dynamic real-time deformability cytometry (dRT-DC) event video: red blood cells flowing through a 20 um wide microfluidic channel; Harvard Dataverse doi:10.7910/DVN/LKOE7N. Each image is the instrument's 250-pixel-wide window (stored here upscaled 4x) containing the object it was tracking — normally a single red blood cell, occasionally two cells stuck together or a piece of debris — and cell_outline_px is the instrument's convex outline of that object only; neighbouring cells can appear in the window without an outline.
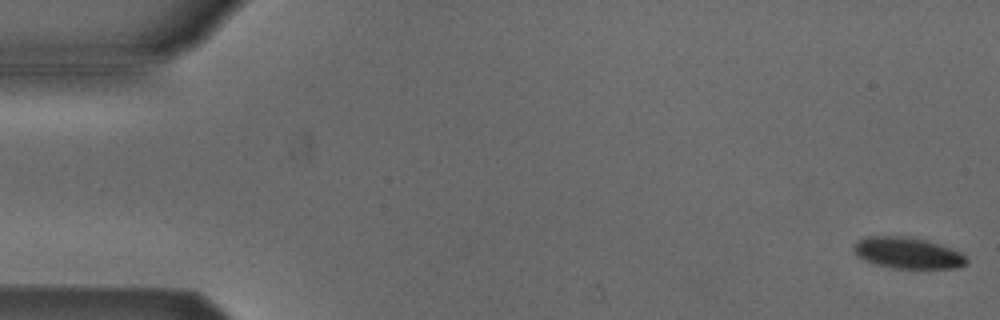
{"species": "Egyptian fruit bat (a non-hibernating species)", "species_latin": "Rousettus aegyptiacus", "temperature_condition": "cold", "stored_images_in_passage": 6, "camera_frame_rate_fps": 3000, "um_per_image_px": 0.085, "animal": {"sex": "male"}, "frame": {"image": 1, "passage_image": 1, "time_ms": 0.0, "image_size_px": [1000, 320], "cell_outline_px": [[968, 264], [956, 268], [892, 268], [876, 264], [864, 260], [856, 256], [852, 248], [856, 240], [868, 236], [900, 236], [924, 240], [940, 244], [960, 252], [968, 260]], "centroid_in_image_um": [77.11, 21.5], "position_along_channel_um": 7.9, "area_um2": 20.52}}
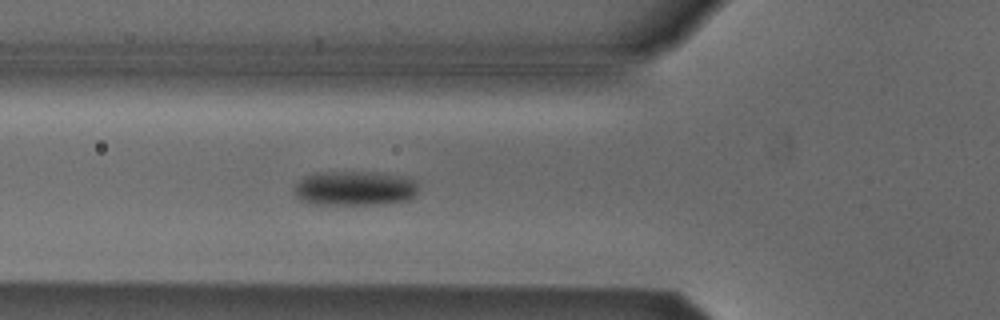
{"frame": {"image": 2, "passage_image": 6, "time_ms": 6.0, "image_size_px": [1000, 320], "cell_outline_px": [[416, 196], [408, 200], [384, 204], [308, 204], [300, 200], [296, 196], [296, 184], [304, 176], [316, 172], [364, 172], [396, 176], [412, 180], [416, 184]], "centroid_in_image_um": [30.09, 16.03], "position_along_channel_um": 95.7, "area_um2": 24.68}}